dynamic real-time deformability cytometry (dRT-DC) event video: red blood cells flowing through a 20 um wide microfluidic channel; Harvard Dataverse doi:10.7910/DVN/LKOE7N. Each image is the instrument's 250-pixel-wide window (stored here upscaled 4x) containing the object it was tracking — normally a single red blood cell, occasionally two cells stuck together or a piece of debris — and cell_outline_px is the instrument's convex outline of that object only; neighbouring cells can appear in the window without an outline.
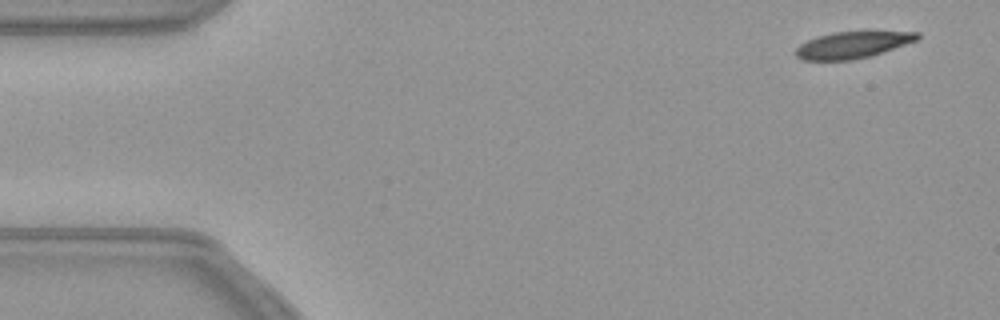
{"species": "common noctule bat (a hibernating species)", "species_latin": "Nyctalus noctula", "temperature_condition": "warm", "stored_images_in_passage": 52, "camera_frame_rate_fps": 3000, "um_per_image_px": 0.085, "animal": {"sex": "female", "body_mass_g": 21.9}, "frame": {"image": 1, "passage_image": 1, "time_ms": 0.0, "image_size_px": [1000, 320], "cell_outline_px": [[920, 36], [916, 40], [868, 56], [852, 60], [804, 60], [796, 56], [796, 48], [800, 44], [816, 36], [832, 32], [920, 32]], "centroid_in_image_um": [72.39, 3.81], "position_along_channel_um": 12.6, "area_um2": 18.38}}
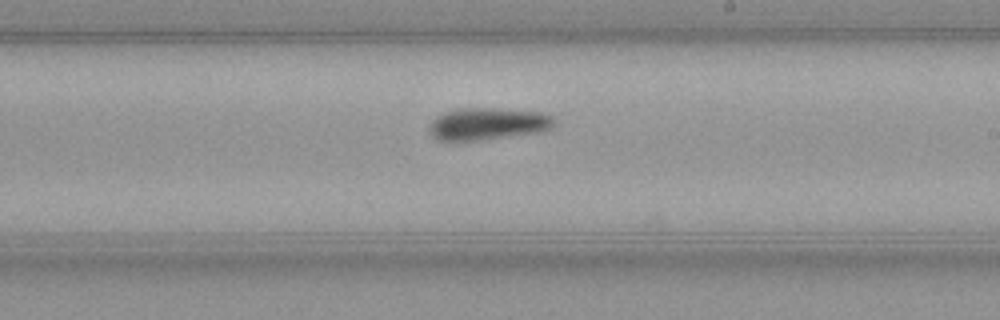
{"frame": {"image": 2, "passage_image": 29, "time_ms": 9.333, "image_size_px": [1000, 320], "cell_outline_px": [[556, 124], [552, 128], [540, 132], [484, 140], [436, 140], [428, 132], [428, 124], [436, 116], [444, 112], [460, 108], [496, 108], [544, 112], [552, 116], [556, 120]], "centroid_in_image_um": [41.47, 10.52], "position_along_channel_um": 247.5, "area_um2": 23.87}}
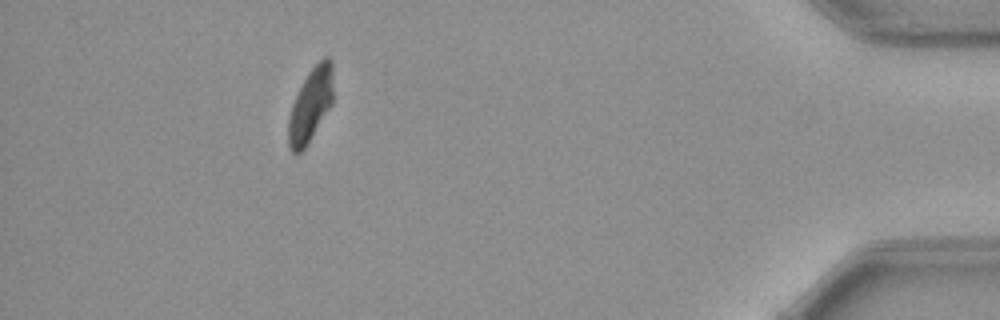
{"frame": {"image": 3, "passage_image": 47, "time_ms": 15.333, "image_size_px": [1000, 320], "cell_outline_px": [[332, 104], [304, 148], [296, 156], [288, 148], [288, 120], [292, 104], [308, 72], [324, 56], [328, 56], [332, 60]], "centroid_in_image_um": [26.38, 8.93], "position_along_channel_um": 408.8, "area_um2": 18.96}}